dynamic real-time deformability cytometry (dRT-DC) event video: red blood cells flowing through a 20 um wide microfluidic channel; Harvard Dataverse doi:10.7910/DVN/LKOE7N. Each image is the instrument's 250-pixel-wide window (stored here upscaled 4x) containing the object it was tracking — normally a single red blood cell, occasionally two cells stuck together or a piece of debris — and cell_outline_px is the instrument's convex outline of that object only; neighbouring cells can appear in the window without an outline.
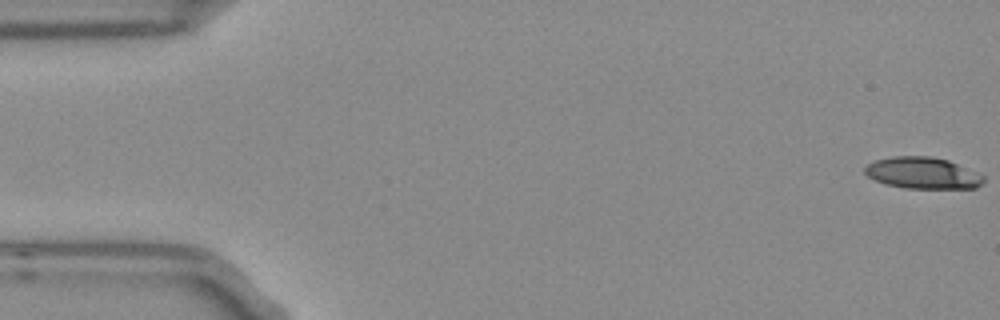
{"species": "Egyptian fruit bat (a non-hibernating species)", "species_latin": "Rousettus aegyptiacus", "temperature_condition": "room temperature", "stored_images_in_passage": 54, "camera_frame_rate_fps": 3000, "um_per_image_px": 0.085, "frame": {"image": 1, "passage_image": 1, "time_ms": 0.0, "image_size_px": [1000, 320], "cell_outline_px": [[984, 180], [976, 188], [904, 188], [884, 184], [868, 176], [864, 172], [864, 168], [868, 164], [876, 160], [892, 156], [928, 156], [948, 160], [984, 176]], "centroid_in_image_um": [78.39, 14.71], "position_along_channel_um": 6.6, "area_um2": 21.62}}
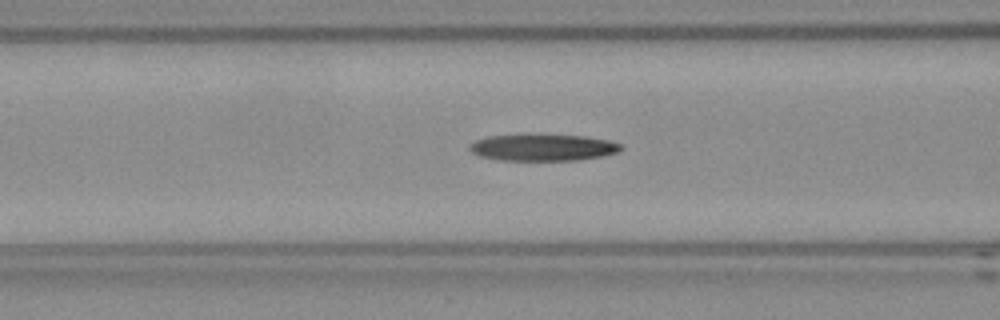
{"frame": {"image": 2, "passage_image": 21, "time_ms": 6.667, "image_size_px": [1000, 320], "cell_outline_px": [[624, 148], [616, 152], [600, 156], [576, 160], [500, 160], [480, 156], [472, 152], [468, 148], [468, 144], [476, 140], [488, 136], [584, 136], [608, 140], [620, 144]], "centroid_in_image_um": [46.12, 12.55], "position_along_channel_um": 120.5, "area_um2": 22.83}}
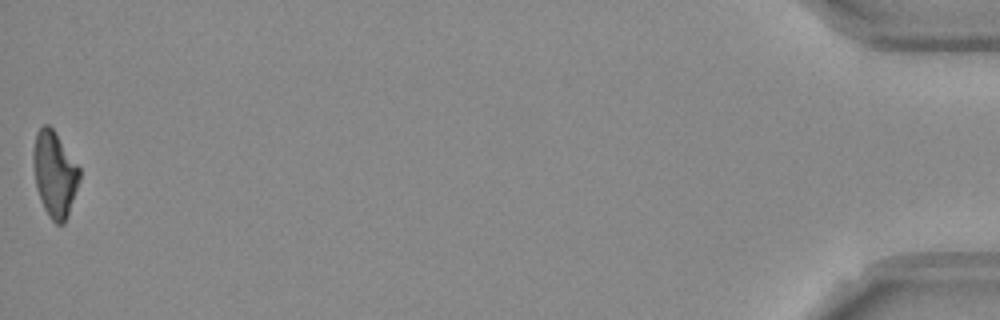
{"frame": {"image": 3, "passage_image": 54, "time_ms": 17.667, "image_size_px": [1000, 320], "cell_outline_px": [[80, 180], [64, 224], [56, 224], [52, 220], [44, 208], [40, 200], [36, 188], [32, 160], [32, 148], [36, 132], [44, 124], [48, 124], [52, 128], [80, 168]], "centroid_in_image_um": [4.62, 14.78], "position_along_channel_um": 430.6, "area_um2": 23.0}, "authors_computed_cell_mechanics": {"area_um2": 23.4379, "velocity_mm_per_s": 3.7551, "shape_relaxation_time_tau1_ms": null, "shape_relaxation_time_tau2_ms": 4.1305, "deformation_change_tau1": null, "deformation_change_tau2": 0.1694}}